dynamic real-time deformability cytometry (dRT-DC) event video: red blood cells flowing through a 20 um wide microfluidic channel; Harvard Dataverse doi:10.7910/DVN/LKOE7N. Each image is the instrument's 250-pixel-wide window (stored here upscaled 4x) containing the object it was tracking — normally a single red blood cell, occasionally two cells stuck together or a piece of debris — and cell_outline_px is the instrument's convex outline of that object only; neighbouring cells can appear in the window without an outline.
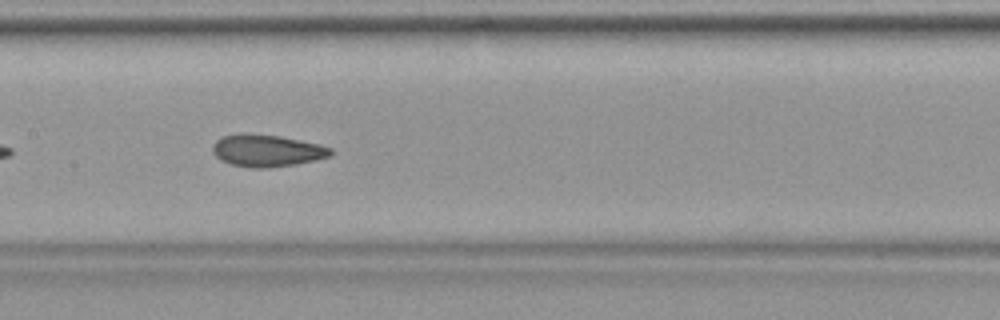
{"species": "common noctule bat (a hibernating species)", "species_latin": "Nyctalus noctula", "temperature_condition": "warm", "stored_images_in_passage": 29, "camera_frame_rate_fps": 3000, "um_per_image_px": 0.085, "animal": {"sex": "female", "body_mass_g": 19.9}, "frame": {"image": 1, "passage_image": 9, "time_ms": 2.667, "image_size_px": [1000, 320], "cell_outline_px": [[336, 152], [332, 156], [316, 160], [296, 164], [268, 168], [252, 168], [232, 164], [220, 160], [212, 152], [212, 144], [220, 136], [240, 132], [280, 136], [320, 144], [332, 148]], "centroid_in_image_um": [22.69, 12.79], "position_along_channel_um": 184.7, "area_um2": 22.54}}